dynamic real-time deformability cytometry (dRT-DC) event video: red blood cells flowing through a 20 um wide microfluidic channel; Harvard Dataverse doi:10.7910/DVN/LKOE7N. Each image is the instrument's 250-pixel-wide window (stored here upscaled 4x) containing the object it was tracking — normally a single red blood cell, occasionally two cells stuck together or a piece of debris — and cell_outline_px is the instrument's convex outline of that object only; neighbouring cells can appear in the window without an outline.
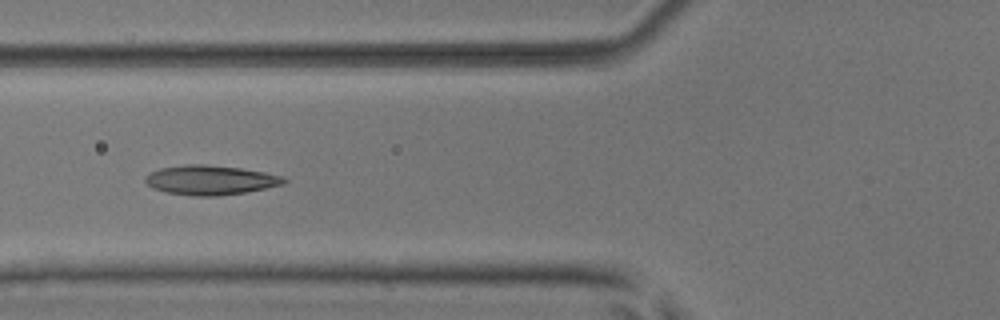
{"species": "common noctule bat (a hibernating species)", "species_latin": "Nyctalus noctula", "temperature_condition": "room temperature", "stored_images_in_passage": 7, "camera_frame_rate_fps": 3000, "um_per_image_px": 0.085, "animal": {"sex": "male", "body_mass_g": 17.9, "forearm_length_mm": 54.2}, "frame": {"image": 1, "passage_image": 4, "time_ms": 3.667, "image_size_px": [1000, 320], "cell_outline_px": [[288, 180], [284, 184], [244, 192], [220, 196], [192, 196], [168, 192], [152, 188], [144, 180], [152, 172], [160, 168], [188, 164], [204, 164], [240, 168], [264, 172], [280, 176]], "centroid_in_image_um": [17.88, 15.31], "position_along_channel_um": 107.9, "area_um2": 23.52}}
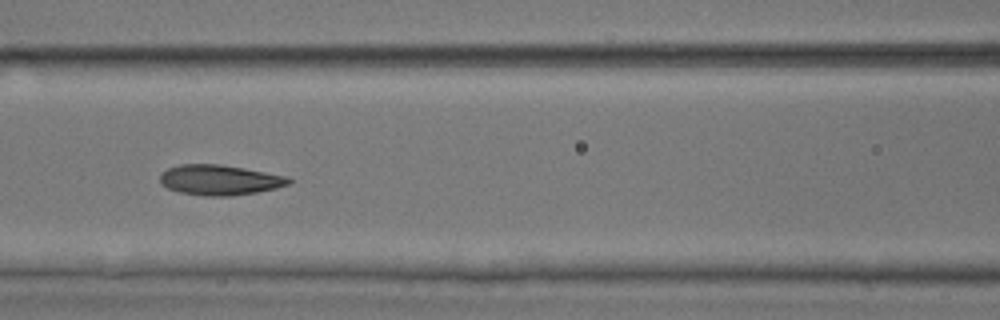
{"frame": {"image": 2, "passage_image": 5, "time_ms": 4.667, "image_size_px": [1000, 320], "cell_outline_px": [[292, 180], [288, 184], [276, 188], [256, 192], [232, 196], [204, 196], [180, 192], [168, 188], [160, 184], [160, 176], [168, 168], [180, 164], [220, 164], [244, 168], [288, 176]], "centroid_in_image_um": [18.67, 15.3], "position_along_channel_um": 147.9, "area_um2": 22.66}}
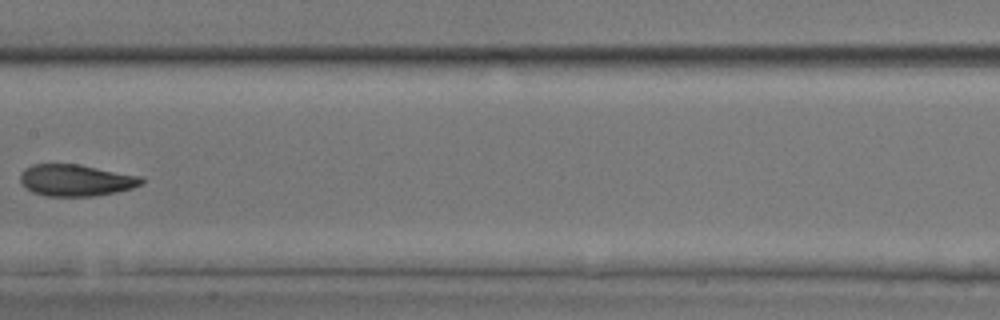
{"frame": {"image": 3, "passage_image": 6, "time_ms": 6.0, "image_size_px": [1000, 320], "cell_outline_px": [[144, 180], [140, 184], [132, 188], [116, 192], [96, 196], [44, 196], [32, 192], [20, 184], [20, 172], [24, 168], [32, 164], [80, 164], [140, 176]], "centroid_in_image_um": [6.4, 15.32], "position_along_channel_um": 201.0, "area_um2": 22.54}}